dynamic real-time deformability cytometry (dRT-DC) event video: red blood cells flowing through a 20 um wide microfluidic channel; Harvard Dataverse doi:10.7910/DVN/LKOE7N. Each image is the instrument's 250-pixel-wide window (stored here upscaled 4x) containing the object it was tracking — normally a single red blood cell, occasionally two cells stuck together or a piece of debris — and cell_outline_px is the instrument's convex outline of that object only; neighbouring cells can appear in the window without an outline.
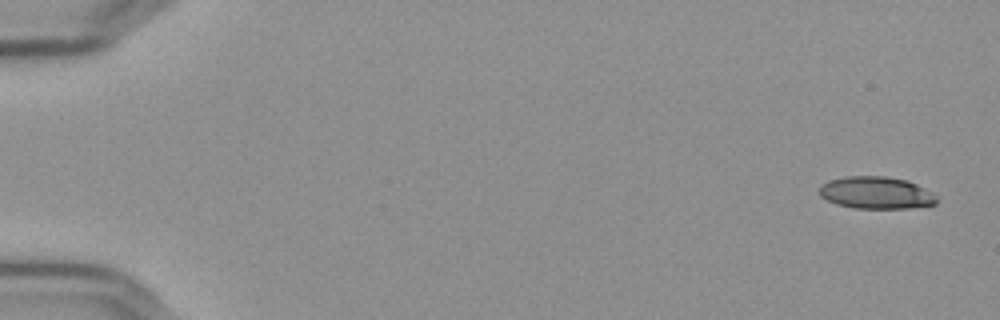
{"species": "Egyptian fruit bat (a non-hibernating species)", "species_latin": "Rousettus aegyptiacus", "temperature_condition": "cold", "stored_images_in_passage": 7, "camera_frame_rate_fps": 3000, "um_per_image_px": 0.085, "frame": {"image": 1, "passage_image": 1, "time_ms": 0.0, "image_size_px": [1000, 320], "cell_outline_px": [[936, 204], [908, 208], [852, 208], [836, 204], [820, 196], [820, 188], [828, 180], [848, 176], [884, 176], [908, 180], [924, 188], [936, 196]], "centroid_in_image_um": [74.46, 16.38], "position_along_channel_um": 10.5, "area_um2": 21.85}}
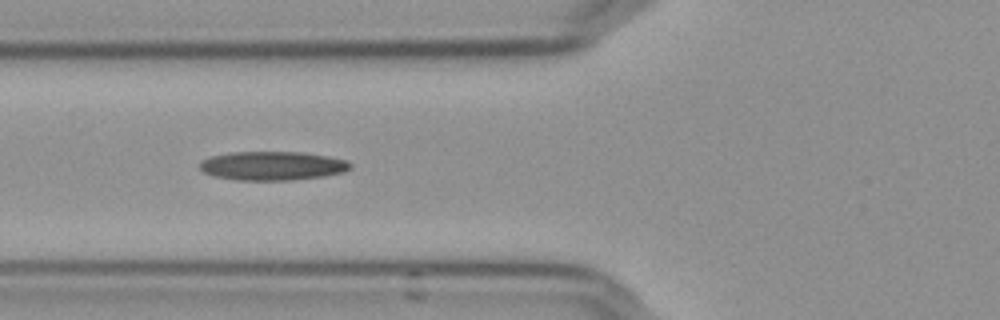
{"frame": {"image": 2, "passage_image": 6, "time_ms": 1.667, "image_size_px": [1000, 320], "cell_outline_px": [[352, 168], [344, 172], [324, 176], [292, 180], [236, 180], [216, 176], [204, 172], [200, 168], [200, 160], [208, 156], [232, 152], [304, 152], [328, 156], [348, 160], [352, 164]], "centroid_in_image_um": [23.18, 14.08], "position_along_channel_um": 102.6, "area_um2": 25.55}}
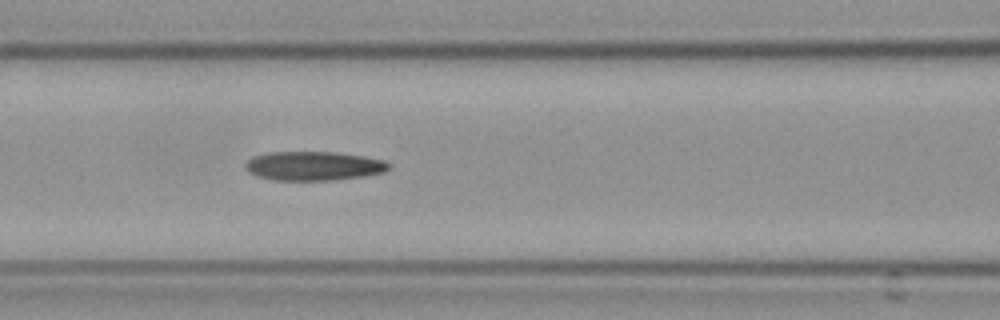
{"frame": {"image": 3, "passage_image": 7, "time_ms": 2.0, "image_size_px": [1000, 320], "cell_outline_px": [[392, 168], [384, 172], [364, 176], [332, 180], [272, 180], [256, 176], [248, 172], [244, 168], [244, 164], [252, 156], [268, 152], [336, 152], [364, 156], [384, 160]], "centroid_in_image_um": [26.63, 14.1], "position_along_channel_um": 140.0, "area_um2": 24.51}}